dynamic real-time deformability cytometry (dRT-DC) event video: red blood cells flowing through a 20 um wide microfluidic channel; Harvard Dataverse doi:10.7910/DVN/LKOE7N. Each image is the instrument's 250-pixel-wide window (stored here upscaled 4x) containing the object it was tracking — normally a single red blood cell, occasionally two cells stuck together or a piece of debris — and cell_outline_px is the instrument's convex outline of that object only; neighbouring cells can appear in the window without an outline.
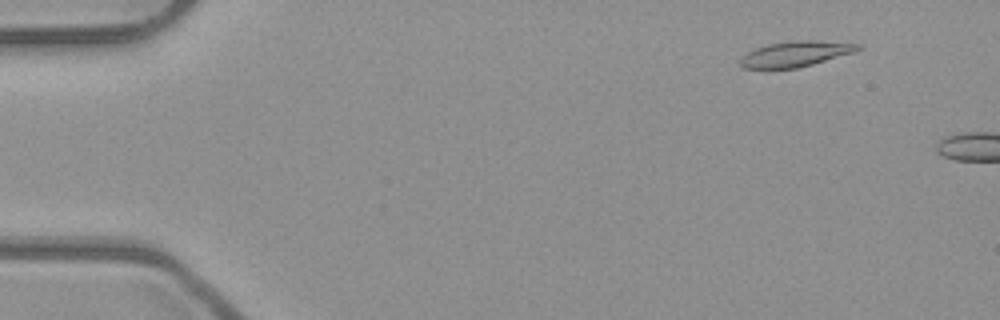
{"species": "common noctule bat (a hibernating species)", "species_latin": "Nyctalus noctula", "temperature_condition": "room temperature", "stored_images_in_passage": 9, "camera_frame_rate_fps": 3000, "um_per_image_px": 0.085, "animal": {"sex": "male", "body_mass_g": 23.1, "forearm_length_mm": 52.7}, "frame": {"image": 1, "passage_image": 2, "time_ms": 0.333, "image_size_px": [1000, 320], "cell_outline_px": [[864, 44], [856, 52], [812, 64], [796, 68], [744, 68], [740, 64], [740, 60], [748, 52], [756, 48], [768, 44], [796, 40], [812, 40]], "centroid_in_image_um": [67.68, 4.57], "position_along_channel_um": 17.3, "area_um2": 17.28}}